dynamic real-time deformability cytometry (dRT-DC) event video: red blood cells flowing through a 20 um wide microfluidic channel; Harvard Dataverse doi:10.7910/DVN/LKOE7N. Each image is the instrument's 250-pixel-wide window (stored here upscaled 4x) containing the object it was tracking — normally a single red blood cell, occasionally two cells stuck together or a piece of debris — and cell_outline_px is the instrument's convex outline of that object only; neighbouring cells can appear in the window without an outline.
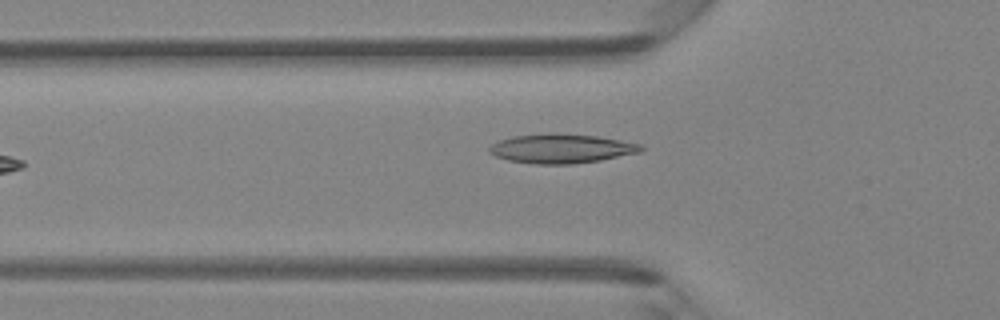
{"species": "Egyptian fruit bat (a non-hibernating species)", "species_latin": "Rousettus aegyptiacus", "temperature_condition": "room temperature", "stored_images_in_passage": 5, "camera_frame_rate_fps": 3000, "um_per_image_px": 0.085, "animal": {"sex": "female"}, "frame": {"image": 1, "passage_image": 5, "time_ms": 4.667, "image_size_px": [1000, 320], "cell_outline_px": [[644, 148], [640, 152], [600, 160], [572, 164], [536, 164], [508, 160], [496, 156], [488, 152], [488, 148], [492, 144], [500, 140], [512, 136], [548, 132], [552, 132], [596, 136], [620, 140], [640, 144]], "centroid_in_image_um": [47.68, 12.62], "position_along_channel_um": 78.1, "area_um2": 25.89}}